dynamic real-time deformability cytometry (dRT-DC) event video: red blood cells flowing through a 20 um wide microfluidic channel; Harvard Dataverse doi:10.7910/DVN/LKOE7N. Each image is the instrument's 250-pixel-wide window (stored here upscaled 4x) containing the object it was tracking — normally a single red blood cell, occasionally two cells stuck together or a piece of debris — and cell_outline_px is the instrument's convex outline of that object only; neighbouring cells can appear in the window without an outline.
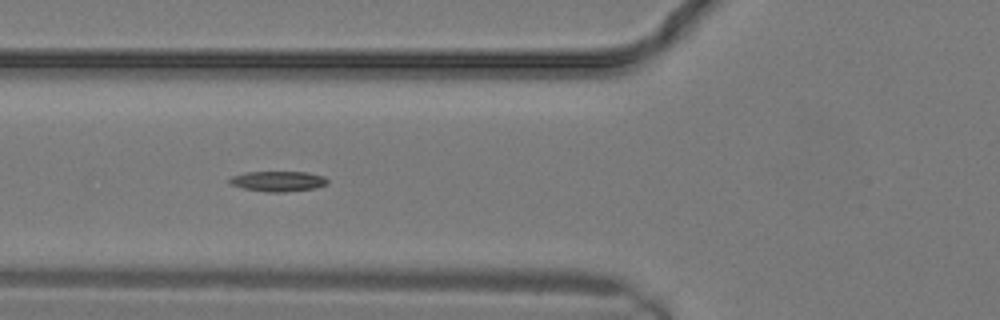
{"species": "common noctule bat (a hibernating species)", "species_latin": "Nyctalus noctula", "temperature_condition": "warm", "stored_images_in_passage": 13, "camera_frame_rate_fps": 3000, "um_per_image_px": 0.085, "animal": {"sex": "male", "body_mass_g": 19.2, "forearm_length_mm": 51.8}, "frame": {"image": 1, "passage_image": 10, "time_ms": 3.0, "image_size_px": [1000, 320], "cell_outline_px": [[328, 184], [316, 188], [284, 192], [268, 192], [244, 188], [228, 184], [228, 180], [232, 176], [244, 172], [308, 172], [324, 176], [328, 180]], "centroid_in_image_um": [23.64, 15.4], "position_along_channel_um": 102.2, "area_um2": 11.68}}
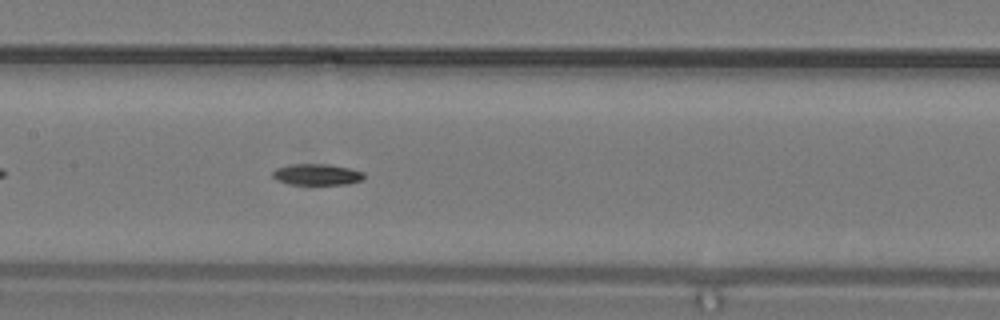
{"frame": {"image": 2, "passage_image": 13, "time_ms": 4.0, "image_size_px": [1000, 320], "cell_outline_px": [[364, 176], [360, 180], [348, 184], [288, 184], [276, 180], [272, 176], [272, 172], [276, 168], [292, 164], [328, 164], [348, 168], [364, 172]], "centroid_in_image_um": [26.9, 14.83], "position_along_channel_um": 180.5, "area_um2": 11.21}}